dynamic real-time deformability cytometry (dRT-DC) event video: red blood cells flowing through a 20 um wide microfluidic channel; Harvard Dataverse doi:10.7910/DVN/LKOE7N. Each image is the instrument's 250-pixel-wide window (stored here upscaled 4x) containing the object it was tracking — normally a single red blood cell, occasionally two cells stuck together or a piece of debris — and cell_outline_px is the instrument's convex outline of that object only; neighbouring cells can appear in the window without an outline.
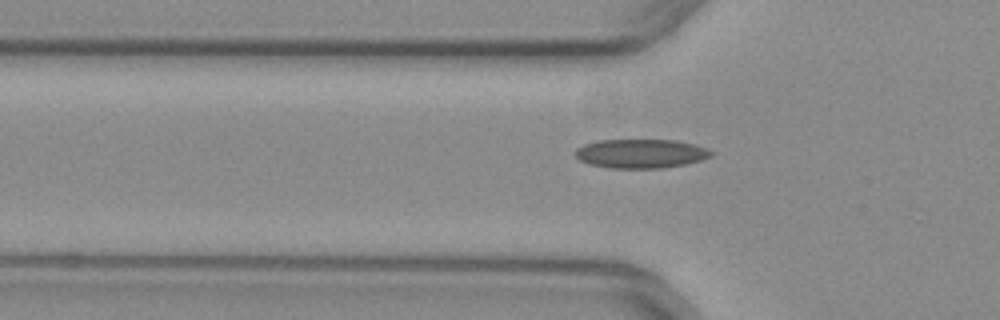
{"species": "common noctule bat (a hibernating species)", "species_latin": "Nyctalus noctula", "temperature_condition": "warm", "stored_images_in_passage": 10, "camera_frame_rate_fps": 3000, "um_per_image_px": 0.085, "animal": {"sex": "female", "body_mass_g": 29.2, "forearm_length_mm": 56.3}, "frame": {"image": 1, "passage_image": 4, "time_ms": 1.0, "image_size_px": [1000, 320], "cell_outline_px": [[716, 152], [712, 156], [700, 160], [684, 164], [664, 168], [608, 168], [588, 164], [580, 160], [576, 156], [576, 148], [584, 144], [600, 140], [676, 140], [696, 144], [708, 148]], "centroid_in_image_um": [54.51, 13.05], "position_along_channel_um": 71.3, "area_um2": 23.18}}
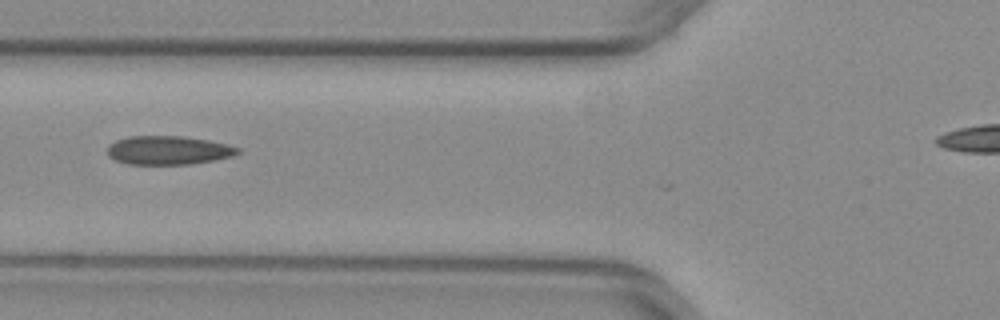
{"frame": {"image": 2, "passage_image": 7, "time_ms": 2.0, "image_size_px": [1000, 320], "cell_outline_px": [[240, 152], [236, 156], [216, 160], [192, 164], [128, 164], [116, 160], [108, 156], [108, 144], [116, 140], [128, 136], [184, 136], [208, 140], [228, 144], [240, 148]], "centroid_in_image_um": [14.35, 12.77], "position_along_channel_um": 111.5, "area_um2": 22.08}}